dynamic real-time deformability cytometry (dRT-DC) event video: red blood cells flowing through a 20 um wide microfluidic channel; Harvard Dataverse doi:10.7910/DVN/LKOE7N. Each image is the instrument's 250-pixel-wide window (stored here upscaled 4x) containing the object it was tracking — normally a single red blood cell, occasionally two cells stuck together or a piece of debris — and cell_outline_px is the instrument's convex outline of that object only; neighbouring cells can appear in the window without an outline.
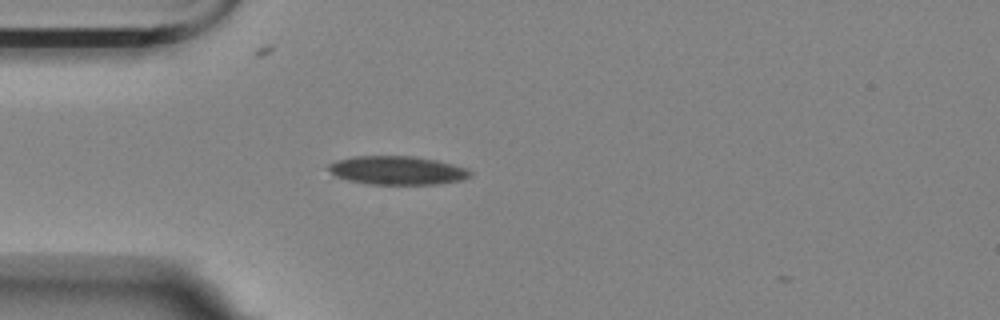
{"species": "Egyptian fruit bat (a non-hibernating species)", "species_latin": "Rousettus aegyptiacus", "temperature_condition": "room temperature", "stored_images_in_passage": 2, "camera_frame_rate_fps": 3000, "um_per_image_px": 0.085, "animal": {"sex": "female"}, "frame": {"image": 1, "passage_image": 1, "time_ms": 0.0, "image_size_px": [1000, 320], "cell_outline_px": [[472, 176], [460, 180], [436, 184], [372, 184], [348, 180], [336, 176], [328, 168], [328, 164], [336, 160], [352, 156], [412, 156], [436, 160], [468, 168], [472, 172]], "centroid_in_image_um": [33.78, 14.47], "position_along_channel_um": 51.2, "area_um2": 23.52}}